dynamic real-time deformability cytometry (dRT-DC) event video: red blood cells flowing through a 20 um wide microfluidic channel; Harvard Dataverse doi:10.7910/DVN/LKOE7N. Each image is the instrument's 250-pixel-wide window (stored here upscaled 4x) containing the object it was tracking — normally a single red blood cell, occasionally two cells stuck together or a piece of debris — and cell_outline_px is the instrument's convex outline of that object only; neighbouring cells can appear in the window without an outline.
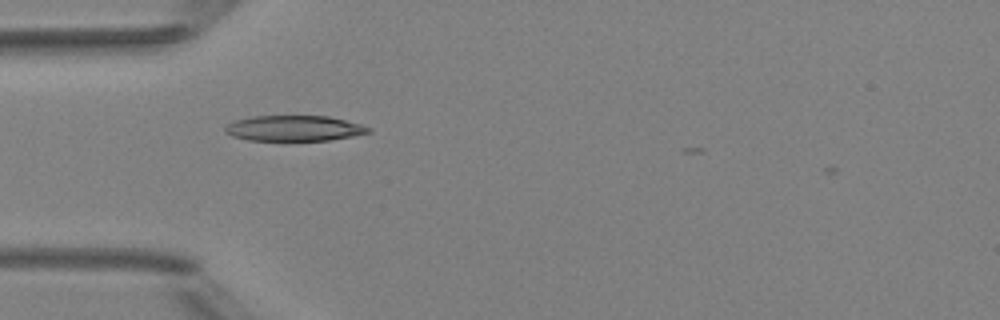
{"species": "Egyptian fruit bat (a non-hibernating species)", "species_latin": "Rousettus aegyptiacus", "temperature_condition": "room temperature", "stored_images_in_passage": 2, "camera_frame_rate_fps": 3000, "um_per_image_px": 0.085, "animal": {"sex": "female"}, "frame": {"image": 1, "passage_image": 1, "time_ms": 0.0, "image_size_px": [1000, 320], "cell_outline_px": [[372, 132], [352, 136], [328, 140], [248, 140], [232, 136], [224, 132], [224, 128], [228, 124], [236, 120], [252, 116], [328, 116], [360, 124], [372, 128]], "centroid_in_image_um": [24.99, 10.9], "position_along_channel_um": 60.0, "area_um2": 21.21}}
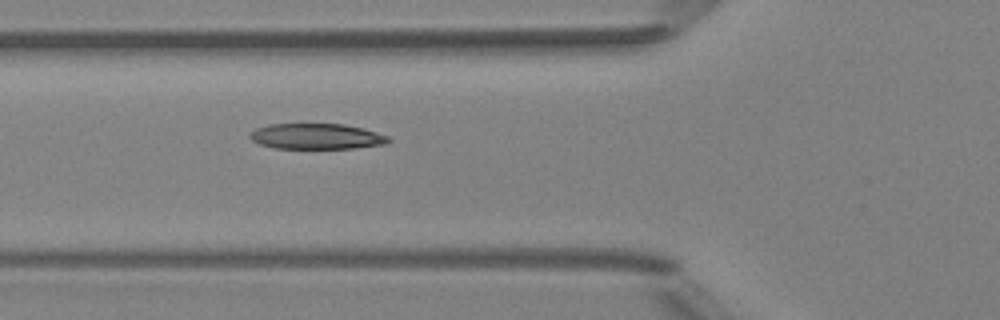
{"frame": {"image": 2, "passage_image": 2, "time_ms": 1.0, "image_size_px": [1000, 320], "cell_outline_px": [[392, 140], [388, 144], [356, 148], [276, 148], [260, 144], [252, 140], [248, 136], [256, 128], [268, 124], [344, 124], [364, 128], [388, 136]], "centroid_in_image_um": [26.95, 11.59], "position_along_channel_um": 98.8, "area_um2": 20.75}}